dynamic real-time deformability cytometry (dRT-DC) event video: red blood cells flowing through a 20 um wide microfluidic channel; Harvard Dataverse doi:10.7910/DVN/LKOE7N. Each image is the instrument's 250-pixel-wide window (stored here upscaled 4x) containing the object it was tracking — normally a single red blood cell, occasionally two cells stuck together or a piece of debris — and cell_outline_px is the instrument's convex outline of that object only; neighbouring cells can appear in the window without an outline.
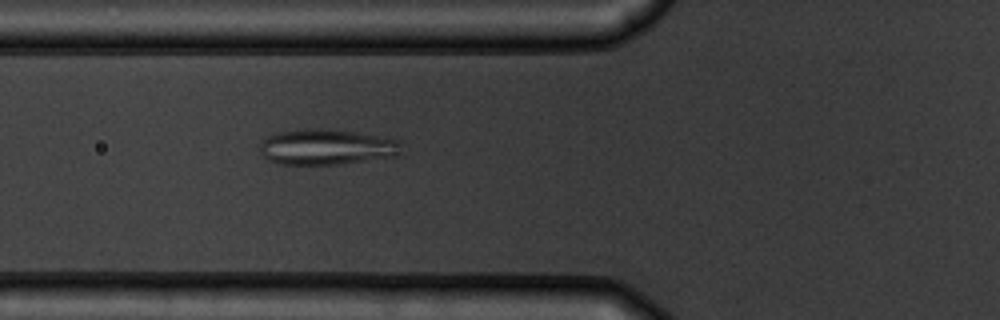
{"species": "common noctule bat (a hibernating species)", "species_latin": "Nyctalus noctula", "temperature_condition": "warm", "stored_images_in_passage": 3, "camera_frame_rate_fps": 3000, "um_per_image_px": 0.085, "animal": {"sex": "male", "body_mass_g": 19.5, "forearm_length_mm": 54.6}, "frame": {"image": 1, "passage_image": 3, "time_ms": 2.333, "image_size_px": [1000, 320], "cell_outline_px": [[400, 156], [340, 164], [280, 164], [268, 160], [260, 152], [260, 144], [268, 136], [280, 132], [312, 128], [320, 128], [356, 132], [400, 140]], "centroid_in_image_um": [27.79, 12.5], "position_along_channel_um": 98.0, "area_um2": 29.3}}